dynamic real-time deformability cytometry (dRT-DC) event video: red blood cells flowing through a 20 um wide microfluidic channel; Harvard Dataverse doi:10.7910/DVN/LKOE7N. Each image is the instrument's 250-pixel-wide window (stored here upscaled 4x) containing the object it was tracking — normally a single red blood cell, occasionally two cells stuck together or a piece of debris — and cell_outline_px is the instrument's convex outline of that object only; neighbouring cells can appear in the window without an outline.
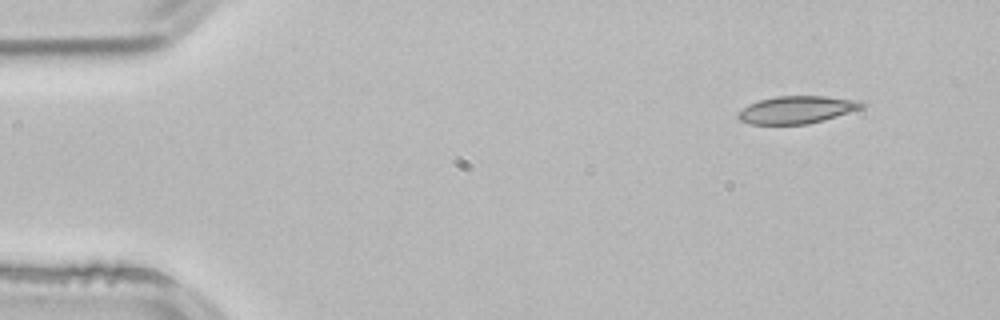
{"species": "common noctule bat (a hibernating species)", "species_latin": "Nyctalus noctula", "temperature_condition": "room temperature", "stored_images_in_passage": 2, "camera_frame_rate_fps": 3000, "um_per_image_px": 0.085, "animal": {"sex": "male", "body_mass_g": 21.5, "forearm_length_mm": 52.0}, "frame": {"image": 1, "passage_image": 1, "time_ms": 0.0, "image_size_px": [1000, 320], "cell_outline_px": [[868, 104], [864, 108], [824, 120], [808, 124], [752, 124], [740, 120], [736, 116], [736, 112], [748, 104], [760, 100], [776, 96], [824, 96], [852, 100]], "centroid_in_image_um": [67.7, 9.33], "position_along_channel_um": 17.3, "area_um2": 19.83}}